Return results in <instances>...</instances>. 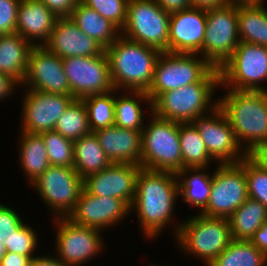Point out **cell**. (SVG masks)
<instances>
[{"label": "cell", "instance_id": "5", "mask_svg": "<svg viewBox=\"0 0 267 266\" xmlns=\"http://www.w3.org/2000/svg\"><path fill=\"white\" fill-rule=\"evenodd\" d=\"M183 222V223H182ZM174 225V237L183 253L200 257L208 266L233 240L228 219L198 213ZM188 252V253H187Z\"/></svg>", "mask_w": 267, "mask_h": 266}, {"label": "cell", "instance_id": "49", "mask_svg": "<svg viewBox=\"0 0 267 266\" xmlns=\"http://www.w3.org/2000/svg\"><path fill=\"white\" fill-rule=\"evenodd\" d=\"M192 8L212 9L218 6H224L231 3V0H190Z\"/></svg>", "mask_w": 267, "mask_h": 266}, {"label": "cell", "instance_id": "6", "mask_svg": "<svg viewBox=\"0 0 267 266\" xmlns=\"http://www.w3.org/2000/svg\"><path fill=\"white\" fill-rule=\"evenodd\" d=\"M142 130V157L140 166L154 171L178 173L182 170L179 123L157 117Z\"/></svg>", "mask_w": 267, "mask_h": 266}, {"label": "cell", "instance_id": "12", "mask_svg": "<svg viewBox=\"0 0 267 266\" xmlns=\"http://www.w3.org/2000/svg\"><path fill=\"white\" fill-rule=\"evenodd\" d=\"M31 184L53 212L52 218L68 217L84 188L83 178L74 168L61 166H49Z\"/></svg>", "mask_w": 267, "mask_h": 266}, {"label": "cell", "instance_id": "21", "mask_svg": "<svg viewBox=\"0 0 267 266\" xmlns=\"http://www.w3.org/2000/svg\"><path fill=\"white\" fill-rule=\"evenodd\" d=\"M60 58L100 55L105 48L84 34L70 17L57 18L48 41L43 45Z\"/></svg>", "mask_w": 267, "mask_h": 266}, {"label": "cell", "instance_id": "37", "mask_svg": "<svg viewBox=\"0 0 267 266\" xmlns=\"http://www.w3.org/2000/svg\"><path fill=\"white\" fill-rule=\"evenodd\" d=\"M248 198L259 201L267 208V171L249 155L244 157Z\"/></svg>", "mask_w": 267, "mask_h": 266}, {"label": "cell", "instance_id": "52", "mask_svg": "<svg viewBox=\"0 0 267 266\" xmlns=\"http://www.w3.org/2000/svg\"><path fill=\"white\" fill-rule=\"evenodd\" d=\"M148 266H161V265H158V264L157 265H155V264H151L150 265V264H148ZM166 266H168V265H166Z\"/></svg>", "mask_w": 267, "mask_h": 266}, {"label": "cell", "instance_id": "34", "mask_svg": "<svg viewBox=\"0 0 267 266\" xmlns=\"http://www.w3.org/2000/svg\"><path fill=\"white\" fill-rule=\"evenodd\" d=\"M54 131L73 142L91 133L87 108L82 99H74L69 104L58 118Z\"/></svg>", "mask_w": 267, "mask_h": 266}, {"label": "cell", "instance_id": "33", "mask_svg": "<svg viewBox=\"0 0 267 266\" xmlns=\"http://www.w3.org/2000/svg\"><path fill=\"white\" fill-rule=\"evenodd\" d=\"M267 256L250 241L232 240L208 266H266Z\"/></svg>", "mask_w": 267, "mask_h": 266}, {"label": "cell", "instance_id": "50", "mask_svg": "<svg viewBox=\"0 0 267 266\" xmlns=\"http://www.w3.org/2000/svg\"><path fill=\"white\" fill-rule=\"evenodd\" d=\"M266 0H231L234 5H264Z\"/></svg>", "mask_w": 267, "mask_h": 266}, {"label": "cell", "instance_id": "4", "mask_svg": "<svg viewBox=\"0 0 267 266\" xmlns=\"http://www.w3.org/2000/svg\"><path fill=\"white\" fill-rule=\"evenodd\" d=\"M219 86L220 72L213 67L199 82L161 93L152 102V112L163 119L190 123L218 105L213 96Z\"/></svg>", "mask_w": 267, "mask_h": 266}, {"label": "cell", "instance_id": "38", "mask_svg": "<svg viewBox=\"0 0 267 266\" xmlns=\"http://www.w3.org/2000/svg\"><path fill=\"white\" fill-rule=\"evenodd\" d=\"M37 237L36 230L34 231L31 226L23 223L9 238L5 239L4 246L8 252L25 255L33 259L36 257L33 254L38 245Z\"/></svg>", "mask_w": 267, "mask_h": 266}, {"label": "cell", "instance_id": "11", "mask_svg": "<svg viewBox=\"0 0 267 266\" xmlns=\"http://www.w3.org/2000/svg\"><path fill=\"white\" fill-rule=\"evenodd\" d=\"M215 170L208 203L199 213L228 219L248 198L244 158L235 164H217Z\"/></svg>", "mask_w": 267, "mask_h": 266}, {"label": "cell", "instance_id": "27", "mask_svg": "<svg viewBox=\"0 0 267 266\" xmlns=\"http://www.w3.org/2000/svg\"><path fill=\"white\" fill-rule=\"evenodd\" d=\"M207 168H184L177 173L179 196L185 203L200 208L202 211L208 203L211 192L212 174Z\"/></svg>", "mask_w": 267, "mask_h": 266}, {"label": "cell", "instance_id": "36", "mask_svg": "<svg viewBox=\"0 0 267 266\" xmlns=\"http://www.w3.org/2000/svg\"><path fill=\"white\" fill-rule=\"evenodd\" d=\"M40 134L45 142L50 166L74 168V142L54 130Z\"/></svg>", "mask_w": 267, "mask_h": 266}, {"label": "cell", "instance_id": "51", "mask_svg": "<svg viewBox=\"0 0 267 266\" xmlns=\"http://www.w3.org/2000/svg\"><path fill=\"white\" fill-rule=\"evenodd\" d=\"M5 253H6V248L4 246V243H2L0 241V262H1V260H2V258H3Z\"/></svg>", "mask_w": 267, "mask_h": 266}, {"label": "cell", "instance_id": "32", "mask_svg": "<svg viewBox=\"0 0 267 266\" xmlns=\"http://www.w3.org/2000/svg\"><path fill=\"white\" fill-rule=\"evenodd\" d=\"M179 137L182 169L208 168L214 162L207 151L200 133L191 123H179Z\"/></svg>", "mask_w": 267, "mask_h": 266}, {"label": "cell", "instance_id": "16", "mask_svg": "<svg viewBox=\"0 0 267 266\" xmlns=\"http://www.w3.org/2000/svg\"><path fill=\"white\" fill-rule=\"evenodd\" d=\"M74 99L71 95L45 93L26 88L21 105L20 132L40 134L54 130L58 118Z\"/></svg>", "mask_w": 267, "mask_h": 266}, {"label": "cell", "instance_id": "19", "mask_svg": "<svg viewBox=\"0 0 267 266\" xmlns=\"http://www.w3.org/2000/svg\"><path fill=\"white\" fill-rule=\"evenodd\" d=\"M129 213L130 208L121 199L92 195L83 188L67 218L75 224L103 231L121 223Z\"/></svg>", "mask_w": 267, "mask_h": 266}, {"label": "cell", "instance_id": "10", "mask_svg": "<svg viewBox=\"0 0 267 266\" xmlns=\"http://www.w3.org/2000/svg\"><path fill=\"white\" fill-rule=\"evenodd\" d=\"M239 43L237 5L230 3L208 9L200 56L212 67L220 69Z\"/></svg>", "mask_w": 267, "mask_h": 266}, {"label": "cell", "instance_id": "48", "mask_svg": "<svg viewBox=\"0 0 267 266\" xmlns=\"http://www.w3.org/2000/svg\"><path fill=\"white\" fill-rule=\"evenodd\" d=\"M249 156L267 171V143L257 146Z\"/></svg>", "mask_w": 267, "mask_h": 266}, {"label": "cell", "instance_id": "35", "mask_svg": "<svg viewBox=\"0 0 267 266\" xmlns=\"http://www.w3.org/2000/svg\"><path fill=\"white\" fill-rule=\"evenodd\" d=\"M111 92L83 97L82 101L87 108L88 123L91 132L114 125L115 117V93Z\"/></svg>", "mask_w": 267, "mask_h": 266}, {"label": "cell", "instance_id": "9", "mask_svg": "<svg viewBox=\"0 0 267 266\" xmlns=\"http://www.w3.org/2000/svg\"><path fill=\"white\" fill-rule=\"evenodd\" d=\"M198 54L162 52L146 92L153 102L161 93L199 82L213 67Z\"/></svg>", "mask_w": 267, "mask_h": 266}, {"label": "cell", "instance_id": "23", "mask_svg": "<svg viewBox=\"0 0 267 266\" xmlns=\"http://www.w3.org/2000/svg\"><path fill=\"white\" fill-rule=\"evenodd\" d=\"M57 18L40 0H21L18 7L16 33L33 46H43L48 41Z\"/></svg>", "mask_w": 267, "mask_h": 266}, {"label": "cell", "instance_id": "43", "mask_svg": "<svg viewBox=\"0 0 267 266\" xmlns=\"http://www.w3.org/2000/svg\"><path fill=\"white\" fill-rule=\"evenodd\" d=\"M30 261L31 258L28 256L6 251L0 266H29Z\"/></svg>", "mask_w": 267, "mask_h": 266}, {"label": "cell", "instance_id": "30", "mask_svg": "<svg viewBox=\"0 0 267 266\" xmlns=\"http://www.w3.org/2000/svg\"><path fill=\"white\" fill-rule=\"evenodd\" d=\"M238 37L267 47V9L264 5H237Z\"/></svg>", "mask_w": 267, "mask_h": 266}, {"label": "cell", "instance_id": "2", "mask_svg": "<svg viewBox=\"0 0 267 266\" xmlns=\"http://www.w3.org/2000/svg\"><path fill=\"white\" fill-rule=\"evenodd\" d=\"M228 90L218 106L228 120L242 149L249 155L267 143V91Z\"/></svg>", "mask_w": 267, "mask_h": 266}, {"label": "cell", "instance_id": "26", "mask_svg": "<svg viewBox=\"0 0 267 266\" xmlns=\"http://www.w3.org/2000/svg\"><path fill=\"white\" fill-rule=\"evenodd\" d=\"M19 159L26 181L33 183L49 166L45 142L41 134L20 132Z\"/></svg>", "mask_w": 267, "mask_h": 266}, {"label": "cell", "instance_id": "8", "mask_svg": "<svg viewBox=\"0 0 267 266\" xmlns=\"http://www.w3.org/2000/svg\"><path fill=\"white\" fill-rule=\"evenodd\" d=\"M219 72L223 89L267 91V47L240 42Z\"/></svg>", "mask_w": 267, "mask_h": 266}, {"label": "cell", "instance_id": "45", "mask_svg": "<svg viewBox=\"0 0 267 266\" xmlns=\"http://www.w3.org/2000/svg\"><path fill=\"white\" fill-rule=\"evenodd\" d=\"M155 1L164 11L170 14L191 7L190 0H155Z\"/></svg>", "mask_w": 267, "mask_h": 266}, {"label": "cell", "instance_id": "24", "mask_svg": "<svg viewBox=\"0 0 267 266\" xmlns=\"http://www.w3.org/2000/svg\"><path fill=\"white\" fill-rule=\"evenodd\" d=\"M34 46L18 33L0 35V73L23 83L28 57Z\"/></svg>", "mask_w": 267, "mask_h": 266}, {"label": "cell", "instance_id": "28", "mask_svg": "<svg viewBox=\"0 0 267 266\" xmlns=\"http://www.w3.org/2000/svg\"><path fill=\"white\" fill-rule=\"evenodd\" d=\"M111 164L93 132L74 141V169L83 179Z\"/></svg>", "mask_w": 267, "mask_h": 266}, {"label": "cell", "instance_id": "3", "mask_svg": "<svg viewBox=\"0 0 267 266\" xmlns=\"http://www.w3.org/2000/svg\"><path fill=\"white\" fill-rule=\"evenodd\" d=\"M105 52L113 86L120 94L123 91H148L161 51L120 35Z\"/></svg>", "mask_w": 267, "mask_h": 266}, {"label": "cell", "instance_id": "13", "mask_svg": "<svg viewBox=\"0 0 267 266\" xmlns=\"http://www.w3.org/2000/svg\"><path fill=\"white\" fill-rule=\"evenodd\" d=\"M57 223L56 258L69 266H80L102 253L101 230L73 223L67 217L54 218ZM87 261V262H86Z\"/></svg>", "mask_w": 267, "mask_h": 266}, {"label": "cell", "instance_id": "41", "mask_svg": "<svg viewBox=\"0 0 267 266\" xmlns=\"http://www.w3.org/2000/svg\"><path fill=\"white\" fill-rule=\"evenodd\" d=\"M22 216L12 209L0 203V241L4 243L23 223Z\"/></svg>", "mask_w": 267, "mask_h": 266}, {"label": "cell", "instance_id": "17", "mask_svg": "<svg viewBox=\"0 0 267 266\" xmlns=\"http://www.w3.org/2000/svg\"><path fill=\"white\" fill-rule=\"evenodd\" d=\"M28 90L70 95V86L63 69V59L44 46H34L28 57L23 83Z\"/></svg>", "mask_w": 267, "mask_h": 266}, {"label": "cell", "instance_id": "31", "mask_svg": "<svg viewBox=\"0 0 267 266\" xmlns=\"http://www.w3.org/2000/svg\"><path fill=\"white\" fill-rule=\"evenodd\" d=\"M265 220L267 208L259 201L247 198L228 218L232 238L250 241Z\"/></svg>", "mask_w": 267, "mask_h": 266}, {"label": "cell", "instance_id": "29", "mask_svg": "<svg viewBox=\"0 0 267 266\" xmlns=\"http://www.w3.org/2000/svg\"><path fill=\"white\" fill-rule=\"evenodd\" d=\"M127 92L125 91L124 95L120 97L115 94L114 125L142 131L145 126V115L142 110L144 107H141L140 102L142 101L145 105H148L147 107L150 110L148 112L152 113V101L144 91H129V94Z\"/></svg>", "mask_w": 267, "mask_h": 266}, {"label": "cell", "instance_id": "22", "mask_svg": "<svg viewBox=\"0 0 267 266\" xmlns=\"http://www.w3.org/2000/svg\"><path fill=\"white\" fill-rule=\"evenodd\" d=\"M93 133L112 163H129L140 166L142 131L113 125Z\"/></svg>", "mask_w": 267, "mask_h": 266}, {"label": "cell", "instance_id": "15", "mask_svg": "<svg viewBox=\"0 0 267 266\" xmlns=\"http://www.w3.org/2000/svg\"><path fill=\"white\" fill-rule=\"evenodd\" d=\"M63 69L70 86V95L75 99L115 89L105 51L96 56L64 58Z\"/></svg>", "mask_w": 267, "mask_h": 266}, {"label": "cell", "instance_id": "46", "mask_svg": "<svg viewBox=\"0 0 267 266\" xmlns=\"http://www.w3.org/2000/svg\"><path fill=\"white\" fill-rule=\"evenodd\" d=\"M18 85L10 76L0 73V101L8 99Z\"/></svg>", "mask_w": 267, "mask_h": 266}, {"label": "cell", "instance_id": "25", "mask_svg": "<svg viewBox=\"0 0 267 266\" xmlns=\"http://www.w3.org/2000/svg\"><path fill=\"white\" fill-rule=\"evenodd\" d=\"M70 19L84 34L95 39L105 49L121 35L120 30L113 23L81 1L72 10Z\"/></svg>", "mask_w": 267, "mask_h": 266}, {"label": "cell", "instance_id": "20", "mask_svg": "<svg viewBox=\"0 0 267 266\" xmlns=\"http://www.w3.org/2000/svg\"><path fill=\"white\" fill-rule=\"evenodd\" d=\"M207 10L187 8L170 14L168 52L199 54L206 29Z\"/></svg>", "mask_w": 267, "mask_h": 266}, {"label": "cell", "instance_id": "14", "mask_svg": "<svg viewBox=\"0 0 267 266\" xmlns=\"http://www.w3.org/2000/svg\"><path fill=\"white\" fill-rule=\"evenodd\" d=\"M208 114L197 116L190 123L200 133L210 157L218 165L239 163L248 154L239 145L221 108L217 105Z\"/></svg>", "mask_w": 267, "mask_h": 266}, {"label": "cell", "instance_id": "40", "mask_svg": "<svg viewBox=\"0 0 267 266\" xmlns=\"http://www.w3.org/2000/svg\"><path fill=\"white\" fill-rule=\"evenodd\" d=\"M20 1L21 0H0V35L16 33Z\"/></svg>", "mask_w": 267, "mask_h": 266}, {"label": "cell", "instance_id": "18", "mask_svg": "<svg viewBox=\"0 0 267 266\" xmlns=\"http://www.w3.org/2000/svg\"><path fill=\"white\" fill-rule=\"evenodd\" d=\"M141 166L112 163L98 173L83 179L84 189L96 196L121 199L129 208L135 198L136 177Z\"/></svg>", "mask_w": 267, "mask_h": 266}, {"label": "cell", "instance_id": "39", "mask_svg": "<svg viewBox=\"0 0 267 266\" xmlns=\"http://www.w3.org/2000/svg\"><path fill=\"white\" fill-rule=\"evenodd\" d=\"M86 6L94 9L105 19L122 30L127 15L129 0H80Z\"/></svg>", "mask_w": 267, "mask_h": 266}, {"label": "cell", "instance_id": "44", "mask_svg": "<svg viewBox=\"0 0 267 266\" xmlns=\"http://www.w3.org/2000/svg\"><path fill=\"white\" fill-rule=\"evenodd\" d=\"M250 242L267 255V220L256 230Z\"/></svg>", "mask_w": 267, "mask_h": 266}, {"label": "cell", "instance_id": "47", "mask_svg": "<svg viewBox=\"0 0 267 266\" xmlns=\"http://www.w3.org/2000/svg\"><path fill=\"white\" fill-rule=\"evenodd\" d=\"M54 255L36 256L31 259L29 266H69L61 262Z\"/></svg>", "mask_w": 267, "mask_h": 266}, {"label": "cell", "instance_id": "1", "mask_svg": "<svg viewBox=\"0 0 267 266\" xmlns=\"http://www.w3.org/2000/svg\"><path fill=\"white\" fill-rule=\"evenodd\" d=\"M178 197L176 173L140 168L130 212L138 214L140 230L146 238L159 237L165 228H169V223H174L172 218Z\"/></svg>", "mask_w": 267, "mask_h": 266}, {"label": "cell", "instance_id": "7", "mask_svg": "<svg viewBox=\"0 0 267 266\" xmlns=\"http://www.w3.org/2000/svg\"><path fill=\"white\" fill-rule=\"evenodd\" d=\"M170 13L155 0H129L120 34L132 41L168 52Z\"/></svg>", "mask_w": 267, "mask_h": 266}, {"label": "cell", "instance_id": "42", "mask_svg": "<svg viewBox=\"0 0 267 266\" xmlns=\"http://www.w3.org/2000/svg\"><path fill=\"white\" fill-rule=\"evenodd\" d=\"M42 1L58 18L70 17L72 10L77 6L80 0H40Z\"/></svg>", "mask_w": 267, "mask_h": 266}]
</instances>
